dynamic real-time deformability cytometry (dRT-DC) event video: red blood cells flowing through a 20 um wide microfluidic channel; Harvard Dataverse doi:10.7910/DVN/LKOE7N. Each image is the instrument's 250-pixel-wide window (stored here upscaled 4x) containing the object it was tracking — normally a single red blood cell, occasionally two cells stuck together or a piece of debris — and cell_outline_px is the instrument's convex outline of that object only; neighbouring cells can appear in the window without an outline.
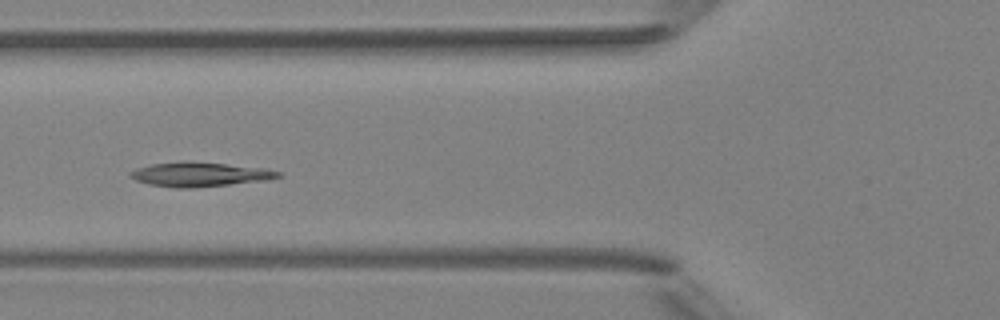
{"species": "Egyptian fruit bat (a non-hibernating species)", "species_latin": "Rousettus aegyptiacus", "temperature_condition": "room temperature", "stored_images_in_passage": 5, "camera_frame_rate_fps": 3000, "um_per_image_px": 0.085, "animal": {"sex": "female"}, "frame": {"image": 1, "passage_image": 5, "time_ms": 4.667, "image_size_px": [1000, 320], "cell_outline_px": [[284, 176], [268, 180], [192, 188], [176, 188], [148, 184], [136, 180], [128, 176], [128, 172], [136, 168], [152, 164], [224, 164], [264, 168], [280, 172]], "centroid_in_image_um": [17.0, 14.87], "position_along_channel_um": 108.8, "area_um2": 20.06}}